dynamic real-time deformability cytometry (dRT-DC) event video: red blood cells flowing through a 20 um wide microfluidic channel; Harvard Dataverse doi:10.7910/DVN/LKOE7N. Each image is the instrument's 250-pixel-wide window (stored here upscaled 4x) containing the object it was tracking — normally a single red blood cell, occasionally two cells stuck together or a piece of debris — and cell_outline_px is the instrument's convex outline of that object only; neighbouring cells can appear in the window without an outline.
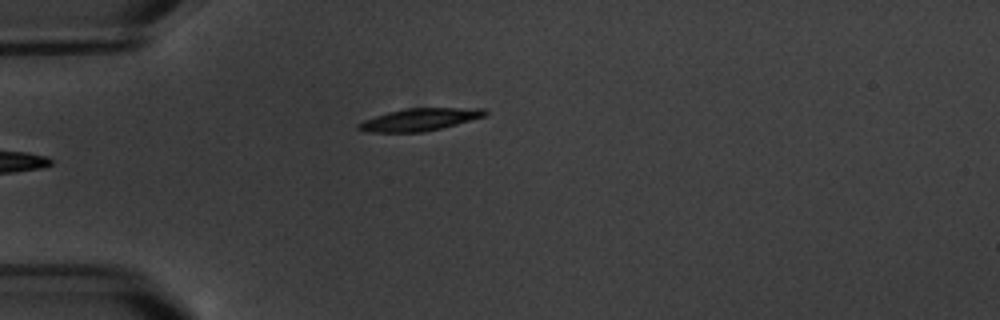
{"species": "common noctule bat (a hibernating species)", "species_latin": "Nyctalus noctula", "temperature_condition": "warm", "stored_images_in_passage": 6, "camera_frame_rate_fps": 3000, "um_per_image_px": 0.085, "animal": {"sex": "male", "body_mass_g": 20.1, "forearm_length_mm": 53.5}, "frame": {"image": 1, "passage_image": 6, "time_ms": 6.0, "image_size_px": [1000, 320], "cell_outline_px": [[488, 112], [484, 116], [456, 124], [424, 132], [372, 132], [356, 128], [356, 124], [364, 120], [388, 112], [408, 108], [484, 108]], "centroid_in_image_um": [35.66, 10.16], "position_along_channel_um": 49.3, "area_um2": 16.24}}